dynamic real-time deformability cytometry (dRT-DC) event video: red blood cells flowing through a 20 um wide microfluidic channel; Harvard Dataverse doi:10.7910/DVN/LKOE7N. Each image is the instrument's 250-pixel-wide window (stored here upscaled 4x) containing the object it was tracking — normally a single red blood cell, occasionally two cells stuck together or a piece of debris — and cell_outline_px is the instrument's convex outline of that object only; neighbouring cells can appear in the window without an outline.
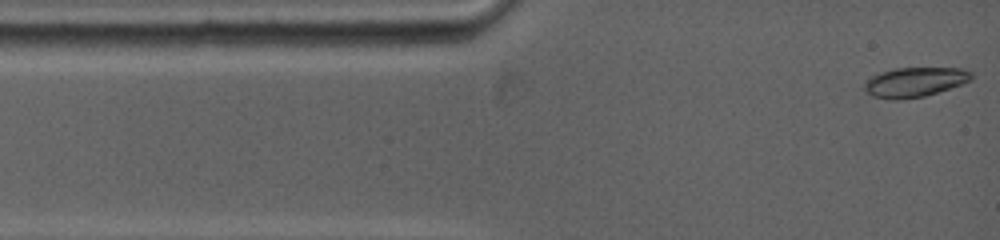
{"species": "common noctule bat (a hibernating species)", "species_latin": "Nyctalus noctula", "temperature_condition": "warm", "stored_images_in_passage": 73, "camera_frame_rate_fps": 5000, "um_per_image_px": 0.085, "animal": {"sex": "female", "body_mass_g": 19.0, "forearm_length_mm": 53.3}, "frame": {"image": 1, "passage_image": 1, "time_ms": 0.0, "image_size_px": [1000, 240], "cell_outline_px": [[972, 80], [924, 96], [896, 100], [892, 100], [872, 96], [864, 88], [864, 84], [872, 76], [880, 72], [896, 68], [960, 68], [972, 72]], "centroid_in_image_um": [77.74, 6.97], "position_along_channel_um": 7.3, "area_um2": 18.21}}
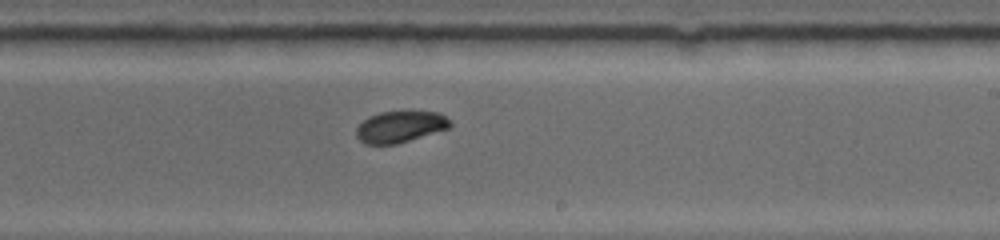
{"frame": {"image": 2, "passage_image": 38, "time_ms": 7.6, "image_size_px": [1000, 240], "cell_outline_px": [[452, 124], [448, 128], [396, 144], [364, 144], [356, 136], [356, 128], [368, 116], [380, 112], [440, 112]], "centroid_in_image_um": [33.97, 10.77], "position_along_channel_um": 255.0, "area_um2": 16.88}}
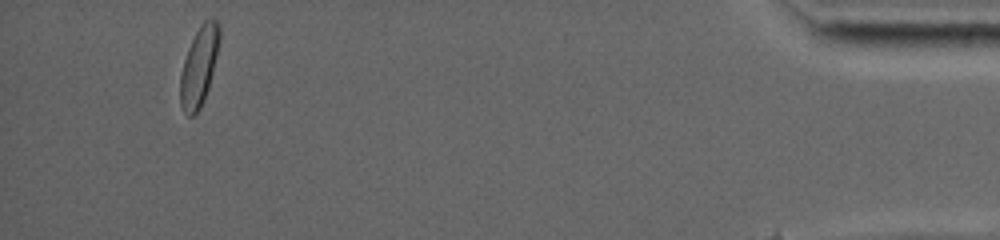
{"frame": {"image": 3, "passage_image": 73, "time_ms": 14.4, "image_size_px": [1000, 240], "cell_outline_px": [[220, 36], [216, 56], [208, 88], [204, 100], [200, 108], [192, 116], [188, 116], [184, 112], [180, 104], [180, 72], [188, 48], [200, 24], [204, 20], [212, 16], [220, 24]], "centroid_in_image_um": [16.91, 5.61], "position_along_channel_um": 418.3, "area_um2": 18.03}, "authors_computed_cell_mechanics": {"area_um2": 17.629, "velocity_mm_per_s": 3.8858, "shape_relaxation_time_tau1_ms": 3.0207, "shape_relaxation_time_tau2_ms": null, "deformation_change_tau1": 0.0851, "deformation_change_tau2": null}}